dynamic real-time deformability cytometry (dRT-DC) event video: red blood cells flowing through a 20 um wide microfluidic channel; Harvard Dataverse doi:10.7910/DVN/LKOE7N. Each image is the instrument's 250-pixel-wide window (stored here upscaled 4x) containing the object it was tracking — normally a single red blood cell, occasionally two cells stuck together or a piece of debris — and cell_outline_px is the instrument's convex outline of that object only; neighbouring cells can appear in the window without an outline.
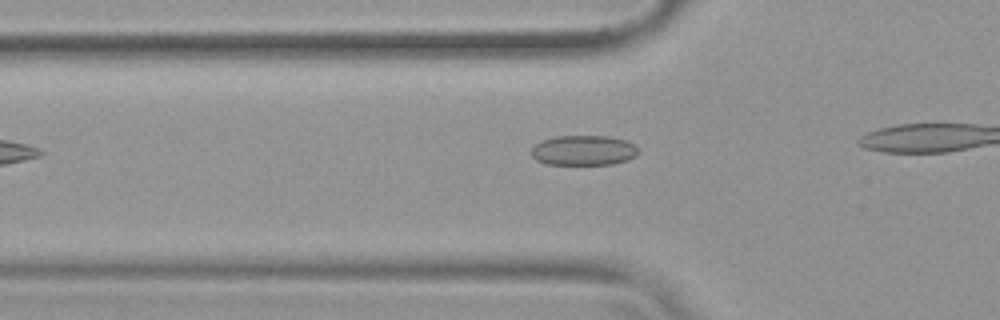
{"species": "common noctule bat (a hibernating species)", "species_latin": "Nyctalus noctula", "temperature_condition": "warm", "stored_images_in_passage": 9, "camera_frame_rate_fps": 3000, "um_per_image_px": 0.085, "animal": {"sex": "female", "body_mass_g": 19.9}, "frame": {"image": 1, "passage_image": 4, "time_ms": 1.0, "image_size_px": [1000, 320], "cell_outline_px": [[640, 152], [636, 156], [628, 160], [612, 164], [548, 164], [536, 160], [532, 156], [532, 148], [536, 144], [544, 140], [556, 136], [608, 136], [624, 140], [632, 144]], "centroid_in_image_um": [49.62, 12.78], "position_along_channel_um": 76.2, "area_um2": 18.55}}
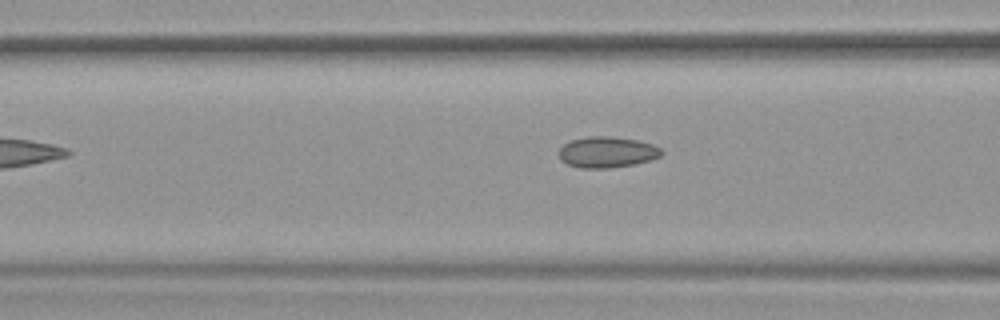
{"frame": {"image": 2, "passage_image": 7, "time_ms": 2.0, "image_size_px": [1000, 320], "cell_outline_px": [[664, 152], [660, 156], [652, 160], [636, 164], [608, 168], [580, 168], [568, 164], [560, 160], [560, 148], [564, 144], [572, 140], [588, 136], [612, 136], [640, 140], [652, 144], [660, 148]], "centroid_in_image_um": [51.64, 12.93], "position_along_channel_um": 115.0, "area_um2": 18.67}}